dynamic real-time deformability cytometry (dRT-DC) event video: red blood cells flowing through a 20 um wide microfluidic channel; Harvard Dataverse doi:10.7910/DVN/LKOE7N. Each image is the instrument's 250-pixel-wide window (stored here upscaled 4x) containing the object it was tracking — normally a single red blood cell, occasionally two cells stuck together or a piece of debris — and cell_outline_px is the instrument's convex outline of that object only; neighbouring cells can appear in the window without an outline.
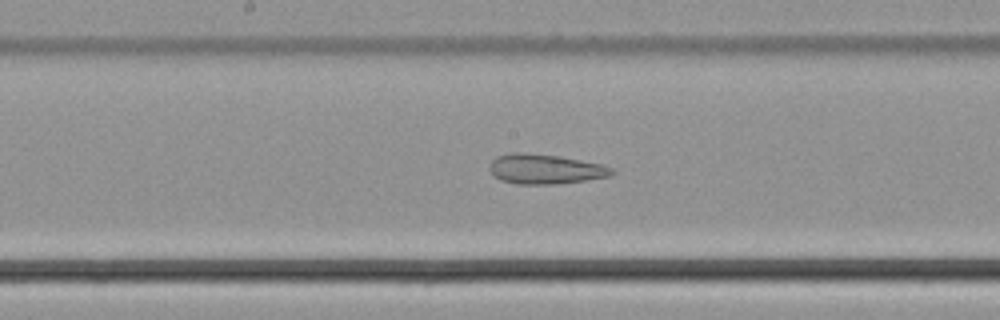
{"species": "common noctule bat (a hibernating species)", "species_latin": "Nyctalus noctula", "temperature_condition": "cold", "stored_images_in_passage": 33, "camera_frame_rate_fps": 3000, "um_per_image_px": 0.085, "animal": {"sex": "male", "body_mass_g": 21.5, "forearm_length_mm": 52.0}, "frame": {"image": 1, "passage_image": 19, "time_ms": 6.0, "image_size_px": [1000, 320], "cell_outline_px": [[616, 172], [608, 176], [584, 180], [556, 184], [516, 184], [500, 180], [488, 168], [492, 160], [496, 156], [512, 152], [520, 152], [560, 156], [600, 164], [612, 168]], "centroid_in_image_um": [46.3, 14.36], "position_along_channel_um": 201.9, "area_um2": 21.1}}